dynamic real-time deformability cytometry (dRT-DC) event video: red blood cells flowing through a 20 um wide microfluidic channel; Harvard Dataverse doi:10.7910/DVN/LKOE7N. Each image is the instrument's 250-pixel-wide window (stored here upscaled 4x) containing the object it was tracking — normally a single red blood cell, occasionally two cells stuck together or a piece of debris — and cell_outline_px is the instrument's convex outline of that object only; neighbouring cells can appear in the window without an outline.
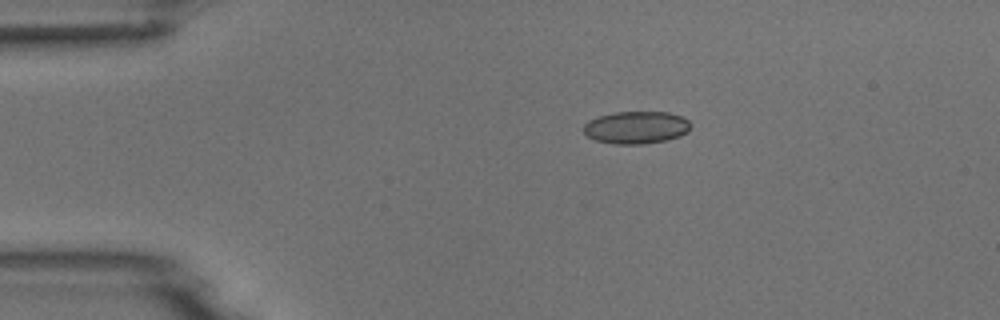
{"species": "common noctule bat (a hibernating species)", "species_latin": "Nyctalus noctula", "temperature_condition": "room temperature", "stored_images_in_passage": 9, "camera_frame_rate_fps": 3000, "um_per_image_px": 0.085, "animal": {"sex": "male", "body_mass_g": 18.8}, "frame": {"image": 1, "passage_image": 1, "time_ms": 0.0, "image_size_px": [1000, 320], "cell_outline_px": [[692, 124], [688, 132], [680, 136], [664, 140], [644, 144], [616, 144], [596, 140], [588, 136], [584, 132], [584, 124], [588, 120], [612, 112], [668, 112], [680, 116], [688, 120]], "centroid_in_image_um": [54.09, 10.83], "position_along_channel_um": 30.9, "area_um2": 20.23}}
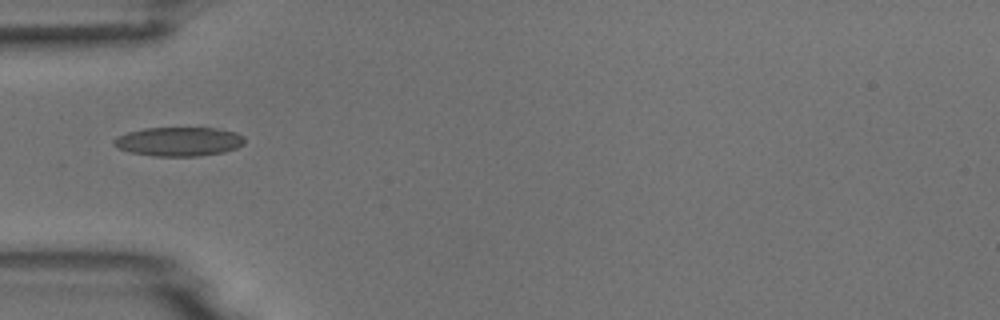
{"frame": {"image": 2, "passage_image": 3, "time_ms": 2.333, "image_size_px": [1000, 320], "cell_outline_px": [[244, 144], [236, 148], [224, 152], [200, 156], [156, 156], [128, 152], [116, 148], [112, 144], [112, 140], [116, 136], [128, 132], [144, 128], [220, 128], [236, 132], [244, 136]], "centroid_in_image_um": [15.18, 12.03], "position_along_channel_um": 69.8, "area_um2": 22.43}}